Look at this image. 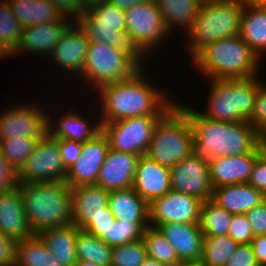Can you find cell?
<instances>
[{"label": "cell", "mask_w": 266, "mask_h": 266, "mask_svg": "<svg viewBox=\"0 0 266 266\" xmlns=\"http://www.w3.org/2000/svg\"><path fill=\"white\" fill-rule=\"evenodd\" d=\"M143 68L130 78L103 85L96 91L97 98L100 95L101 108L97 110L102 109L101 125L132 117L164 115L176 103L167 97L166 91L151 84Z\"/></svg>", "instance_id": "1"}, {"label": "cell", "mask_w": 266, "mask_h": 266, "mask_svg": "<svg viewBox=\"0 0 266 266\" xmlns=\"http://www.w3.org/2000/svg\"><path fill=\"white\" fill-rule=\"evenodd\" d=\"M176 104L191 122L194 153L205 160L245 155L262 143V136L248 121H217L180 101Z\"/></svg>", "instance_id": "2"}, {"label": "cell", "mask_w": 266, "mask_h": 266, "mask_svg": "<svg viewBox=\"0 0 266 266\" xmlns=\"http://www.w3.org/2000/svg\"><path fill=\"white\" fill-rule=\"evenodd\" d=\"M191 59L207 81L259 76L262 63L239 35L207 44Z\"/></svg>", "instance_id": "3"}, {"label": "cell", "mask_w": 266, "mask_h": 266, "mask_svg": "<svg viewBox=\"0 0 266 266\" xmlns=\"http://www.w3.org/2000/svg\"><path fill=\"white\" fill-rule=\"evenodd\" d=\"M33 234L72 224V189L65 181L18 183Z\"/></svg>", "instance_id": "4"}, {"label": "cell", "mask_w": 266, "mask_h": 266, "mask_svg": "<svg viewBox=\"0 0 266 266\" xmlns=\"http://www.w3.org/2000/svg\"><path fill=\"white\" fill-rule=\"evenodd\" d=\"M259 76L237 79H209L204 116L223 122L249 121L255 105Z\"/></svg>", "instance_id": "5"}, {"label": "cell", "mask_w": 266, "mask_h": 266, "mask_svg": "<svg viewBox=\"0 0 266 266\" xmlns=\"http://www.w3.org/2000/svg\"><path fill=\"white\" fill-rule=\"evenodd\" d=\"M193 152L191 122L175 103L155 125L145 155L162 166L172 168Z\"/></svg>", "instance_id": "6"}, {"label": "cell", "mask_w": 266, "mask_h": 266, "mask_svg": "<svg viewBox=\"0 0 266 266\" xmlns=\"http://www.w3.org/2000/svg\"><path fill=\"white\" fill-rule=\"evenodd\" d=\"M142 61V62H141ZM144 60L133 49H119L99 42H89L84 67L79 80H85L92 90L130 78ZM84 77V79H83Z\"/></svg>", "instance_id": "7"}, {"label": "cell", "mask_w": 266, "mask_h": 266, "mask_svg": "<svg viewBox=\"0 0 266 266\" xmlns=\"http://www.w3.org/2000/svg\"><path fill=\"white\" fill-rule=\"evenodd\" d=\"M242 8L236 0L202 3L191 28L185 33L188 38L185 51L190 58L207 44L239 35Z\"/></svg>", "instance_id": "8"}, {"label": "cell", "mask_w": 266, "mask_h": 266, "mask_svg": "<svg viewBox=\"0 0 266 266\" xmlns=\"http://www.w3.org/2000/svg\"><path fill=\"white\" fill-rule=\"evenodd\" d=\"M126 35L133 50L143 59L153 53L171 35L155 0L136 4L125 10ZM167 37V38H166ZM150 51V52H149Z\"/></svg>", "instance_id": "9"}, {"label": "cell", "mask_w": 266, "mask_h": 266, "mask_svg": "<svg viewBox=\"0 0 266 266\" xmlns=\"http://www.w3.org/2000/svg\"><path fill=\"white\" fill-rule=\"evenodd\" d=\"M89 42L109 44L119 49H133L126 35L125 10L107 1L86 10L77 21Z\"/></svg>", "instance_id": "10"}, {"label": "cell", "mask_w": 266, "mask_h": 266, "mask_svg": "<svg viewBox=\"0 0 266 266\" xmlns=\"http://www.w3.org/2000/svg\"><path fill=\"white\" fill-rule=\"evenodd\" d=\"M163 115L126 118L101 125L108 139L109 149L124 153L145 155L158 120Z\"/></svg>", "instance_id": "11"}, {"label": "cell", "mask_w": 266, "mask_h": 266, "mask_svg": "<svg viewBox=\"0 0 266 266\" xmlns=\"http://www.w3.org/2000/svg\"><path fill=\"white\" fill-rule=\"evenodd\" d=\"M66 175L57 139L47 132L17 172V180L18 183L56 182L65 181Z\"/></svg>", "instance_id": "12"}, {"label": "cell", "mask_w": 266, "mask_h": 266, "mask_svg": "<svg viewBox=\"0 0 266 266\" xmlns=\"http://www.w3.org/2000/svg\"><path fill=\"white\" fill-rule=\"evenodd\" d=\"M202 203L194 196L170 190L149 203L150 226L158 228L166 223H199Z\"/></svg>", "instance_id": "13"}, {"label": "cell", "mask_w": 266, "mask_h": 266, "mask_svg": "<svg viewBox=\"0 0 266 266\" xmlns=\"http://www.w3.org/2000/svg\"><path fill=\"white\" fill-rule=\"evenodd\" d=\"M171 190L194 196L203 202L211 199L213 187L208 160L194 152L170 168Z\"/></svg>", "instance_id": "14"}, {"label": "cell", "mask_w": 266, "mask_h": 266, "mask_svg": "<svg viewBox=\"0 0 266 266\" xmlns=\"http://www.w3.org/2000/svg\"><path fill=\"white\" fill-rule=\"evenodd\" d=\"M40 103L9 106L0 113V140L18 136H44L47 133L48 113Z\"/></svg>", "instance_id": "15"}, {"label": "cell", "mask_w": 266, "mask_h": 266, "mask_svg": "<svg viewBox=\"0 0 266 266\" xmlns=\"http://www.w3.org/2000/svg\"><path fill=\"white\" fill-rule=\"evenodd\" d=\"M108 151V139L102 131L84 142L79 159L67 170L66 184L71 189L82 185H96Z\"/></svg>", "instance_id": "16"}, {"label": "cell", "mask_w": 266, "mask_h": 266, "mask_svg": "<svg viewBox=\"0 0 266 266\" xmlns=\"http://www.w3.org/2000/svg\"><path fill=\"white\" fill-rule=\"evenodd\" d=\"M88 44L84 31L74 22L62 35L49 56L52 64H56V68H61L66 74H73V79L77 75L78 77L75 78L77 81L82 74Z\"/></svg>", "instance_id": "17"}, {"label": "cell", "mask_w": 266, "mask_h": 266, "mask_svg": "<svg viewBox=\"0 0 266 266\" xmlns=\"http://www.w3.org/2000/svg\"><path fill=\"white\" fill-rule=\"evenodd\" d=\"M62 17L57 22L40 24L38 26L24 27L15 51L9 57H15L21 53H33L49 58L54 47L65 31L74 23L73 19Z\"/></svg>", "instance_id": "18"}, {"label": "cell", "mask_w": 266, "mask_h": 266, "mask_svg": "<svg viewBox=\"0 0 266 266\" xmlns=\"http://www.w3.org/2000/svg\"><path fill=\"white\" fill-rule=\"evenodd\" d=\"M264 151L261 143L254 151L245 155L216 157L208 161L213 189L233 184L247 183L258 156Z\"/></svg>", "instance_id": "19"}, {"label": "cell", "mask_w": 266, "mask_h": 266, "mask_svg": "<svg viewBox=\"0 0 266 266\" xmlns=\"http://www.w3.org/2000/svg\"><path fill=\"white\" fill-rule=\"evenodd\" d=\"M158 229L174 247L183 265L200 263L204 234L198 223H166L160 225Z\"/></svg>", "instance_id": "20"}, {"label": "cell", "mask_w": 266, "mask_h": 266, "mask_svg": "<svg viewBox=\"0 0 266 266\" xmlns=\"http://www.w3.org/2000/svg\"><path fill=\"white\" fill-rule=\"evenodd\" d=\"M139 158L136 154L109 149L96 185L107 191L131 188Z\"/></svg>", "instance_id": "21"}, {"label": "cell", "mask_w": 266, "mask_h": 266, "mask_svg": "<svg viewBox=\"0 0 266 266\" xmlns=\"http://www.w3.org/2000/svg\"><path fill=\"white\" fill-rule=\"evenodd\" d=\"M109 191L97 185L72 188V224L84 229L92 219L108 215Z\"/></svg>", "instance_id": "22"}, {"label": "cell", "mask_w": 266, "mask_h": 266, "mask_svg": "<svg viewBox=\"0 0 266 266\" xmlns=\"http://www.w3.org/2000/svg\"><path fill=\"white\" fill-rule=\"evenodd\" d=\"M132 188L148 204L171 190L170 168L158 164L146 155L140 156Z\"/></svg>", "instance_id": "23"}, {"label": "cell", "mask_w": 266, "mask_h": 266, "mask_svg": "<svg viewBox=\"0 0 266 266\" xmlns=\"http://www.w3.org/2000/svg\"><path fill=\"white\" fill-rule=\"evenodd\" d=\"M0 231L17 242L33 235L18 186L8 192L0 193Z\"/></svg>", "instance_id": "24"}, {"label": "cell", "mask_w": 266, "mask_h": 266, "mask_svg": "<svg viewBox=\"0 0 266 266\" xmlns=\"http://www.w3.org/2000/svg\"><path fill=\"white\" fill-rule=\"evenodd\" d=\"M68 109L70 111H65L64 114H61V117H56L58 118L57 121L51 118L50 112L48 113L47 132L53 138L84 143L101 131L99 120L92 122V126L86 117L83 118V114L76 111V108L75 111L72 108Z\"/></svg>", "instance_id": "25"}, {"label": "cell", "mask_w": 266, "mask_h": 266, "mask_svg": "<svg viewBox=\"0 0 266 266\" xmlns=\"http://www.w3.org/2000/svg\"><path fill=\"white\" fill-rule=\"evenodd\" d=\"M211 200L231 214H246L260 205L266 196L248 183L214 188Z\"/></svg>", "instance_id": "26"}, {"label": "cell", "mask_w": 266, "mask_h": 266, "mask_svg": "<svg viewBox=\"0 0 266 266\" xmlns=\"http://www.w3.org/2000/svg\"><path fill=\"white\" fill-rule=\"evenodd\" d=\"M78 227L70 224L60 227L48 228L37 235L45 243L51 254L65 266H74L77 262L76 237Z\"/></svg>", "instance_id": "27"}, {"label": "cell", "mask_w": 266, "mask_h": 266, "mask_svg": "<svg viewBox=\"0 0 266 266\" xmlns=\"http://www.w3.org/2000/svg\"><path fill=\"white\" fill-rule=\"evenodd\" d=\"M108 206L116 219L149 222V204L132 187L109 191Z\"/></svg>", "instance_id": "28"}, {"label": "cell", "mask_w": 266, "mask_h": 266, "mask_svg": "<svg viewBox=\"0 0 266 266\" xmlns=\"http://www.w3.org/2000/svg\"><path fill=\"white\" fill-rule=\"evenodd\" d=\"M22 27L59 21L63 16L49 0H7Z\"/></svg>", "instance_id": "29"}, {"label": "cell", "mask_w": 266, "mask_h": 266, "mask_svg": "<svg viewBox=\"0 0 266 266\" xmlns=\"http://www.w3.org/2000/svg\"><path fill=\"white\" fill-rule=\"evenodd\" d=\"M239 36L263 60L266 53V8H242Z\"/></svg>", "instance_id": "30"}, {"label": "cell", "mask_w": 266, "mask_h": 266, "mask_svg": "<svg viewBox=\"0 0 266 266\" xmlns=\"http://www.w3.org/2000/svg\"><path fill=\"white\" fill-rule=\"evenodd\" d=\"M155 3L171 36L178 29L176 26L188 31L202 5L200 0H155Z\"/></svg>", "instance_id": "31"}, {"label": "cell", "mask_w": 266, "mask_h": 266, "mask_svg": "<svg viewBox=\"0 0 266 266\" xmlns=\"http://www.w3.org/2000/svg\"><path fill=\"white\" fill-rule=\"evenodd\" d=\"M15 266H65L47 249L37 235L17 242Z\"/></svg>", "instance_id": "32"}, {"label": "cell", "mask_w": 266, "mask_h": 266, "mask_svg": "<svg viewBox=\"0 0 266 266\" xmlns=\"http://www.w3.org/2000/svg\"><path fill=\"white\" fill-rule=\"evenodd\" d=\"M77 260L93 262L99 266H110L112 247L96 235L78 228L76 237Z\"/></svg>", "instance_id": "33"}, {"label": "cell", "mask_w": 266, "mask_h": 266, "mask_svg": "<svg viewBox=\"0 0 266 266\" xmlns=\"http://www.w3.org/2000/svg\"><path fill=\"white\" fill-rule=\"evenodd\" d=\"M22 29L8 1L0 0V59H7L15 51Z\"/></svg>", "instance_id": "34"}, {"label": "cell", "mask_w": 266, "mask_h": 266, "mask_svg": "<svg viewBox=\"0 0 266 266\" xmlns=\"http://www.w3.org/2000/svg\"><path fill=\"white\" fill-rule=\"evenodd\" d=\"M237 246L238 243L235 242L229 235H204L202 257L199 265L226 266Z\"/></svg>", "instance_id": "35"}, {"label": "cell", "mask_w": 266, "mask_h": 266, "mask_svg": "<svg viewBox=\"0 0 266 266\" xmlns=\"http://www.w3.org/2000/svg\"><path fill=\"white\" fill-rule=\"evenodd\" d=\"M233 214L211 199L202 203L199 227L204 235L226 236Z\"/></svg>", "instance_id": "36"}, {"label": "cell", "mask_w": 266, "mask_h": 266, "mask_svg": "<svg viewBox=\"0 0 266 266\" xmlns=\"http://www.w3.org/2000/svg\"><path fill=\"white\" fill-rule=\"evenodd\" d=\"M143 241L146 245L147 257L168 266H183L175 253L174 247L158 228L148 226L144 231Z\"/></svg>", "instance_id": "37"}, {"label": "cell", "mask_w": 266, "mask_h": 266, "mask_svg": "<svg viewBox=\"0 0 266 266\" xmlns=\"http://www.w3.org/2000/svg\"><path fill=\"white\" fill-rule=\"evenodd\" d=\"M41 137L43 136H18L0 140V151L8 163L18 172L32 154Z\"/></svg>", "instance_id": "38"}, {"label": "cell", "mask_w": 266, "mask_h": 266, "mask_svg": "<svg viewBox=\"0 0 266 266\" xmlns=\"http://www.w3.org/2000/svg\"><path fill=\"white\" fill-rule=\"evenodd\" d=\"M149 222H126L115 219L102 240L109 246L115 247L143 239L145 229Z\"/></svg>", "instance_id": "39"}, {"label": "cell", "mask_w": 266, "mask_h": 266, "mask_svg": "<svg viewBox=\"0 0 266 266\" xmlns=\"http://www.w3.org/2000/svg\"><path fill=\"white\" fill-rule=\"evenodd\" d=\"M147 258L143 239L112 247L110 266H141Z\"/></svg>", "instance_id": "40"}, {"label": "cell", "mask_w": 266, "mask_h": 266, "mask_svg": "<svg viewBox=\"0 0 266 266\" xmlns=\"http://www.w3.org/2000/svg\"><path fill=\"white\" fill-rule=\"evenodd\" d=\"M263 136L266 134V84L262 82L255 98L254 110L251 119L248 121Z\"/></svg>", "instance_id": "41"}, {"label": "cell", "mask_w": 266, "mask_h": 266, "mask_svg": "<svg viewBox=\"0 0 266 266\" xmlns=\"http://www.w3.org/2000/svg\"><path fill=\"white\" fill-rule=\"evenodd\" d=\"M227 235L238 244L251 242L254 238L253 230L246 214L233 215Z\"/></svg>", "instance_id": "42"}, {"label": "cell", "mask_w": 266, "mask_h": 266, "mask_svg": "<svg viewBox=\"0 0 266 266\" xmlns=\"http://www.w3.org/2000/svg\"><path fill=\"white\" fill-rule=\"evenodd\" d=\"M57 143L64 167L68 170L79 159L82 153L83 143L66 139H57Z\"/></svg>", "instance_id": "43"}, {"label": "cell", "mask_w": 266, "mask_h": 266, "mask_svg": "<svg viewBox=\"0 0 266 266\" xmlns=\"http://www.w3.org/2000/svg\"><path fill=\"white\" fill-rule=\"evenodd\" d=\"M266 196V152L263 151L257 158L250 178L247 182Z\"/></svg>", "instance_id": "44"}, {"label": "cell", "mask_w": 266, "mask_h": 266, "mask_svg": "<svg viewBox=\"0 0 266 266\" xmlns=\"http://www.w3.org/2000/svg\"><path fill=\"white\" fill-rule=\"evenodd\" d=\"M226 266H259L250 243L238 244Z\"/></svg>", "instance_id": "45"}, {"label": "cell", "mask_w": 266, "mask_h": 266, "mask_svg": "<svg viewBox=\"0 0 266 266\" xmlns=\"http://www.w3.org/2000/svg\"><path fill=\"white\" fill-rule=\"evenodd\" d=\"M17 186V172L0 151V193L8 192Z\"/></svg>", "instance_id": "46"}, {"label": "cell", "mask_w": 266, "mask_h": 266, "mask_svg": "<svg viewBox=\"0 0 266 266\" xmlns=\"http://www.w3.org/2000/svg\"><path fill=\"white\" fill-rule=\"evenodd\" d=\"M246 216L251 224L254 237L266 234V200L249 210Z\"/></svg>", "instance_id": "47"}, {"label": "cell", "mask_w": 266, "mask_h": 266, "mask_svg": "<svg viewBox=\"0 0 266 266\" xmlns=\"http://www.w3.org/2000/svg\"><path fill=\"white\" fill-rule=\"evenodd\" d=\"M17 241L0 231V266L16 265Z\"/></svg>", "instance_id": "48"}, {"label": "cell", "mask_w": 266, "mask_h": 266, "mask_svg": "<svg viewBox=\"0 0 266 266\" xmlns=\"http://www.w3.org/2000/svg\"><path fill=\"white\" fill-rule=\"evenodd\" d=\"M53 3L57 10L64 17L72 18L73 22L77 21L81 16H83L86 11L82 5L80 0H49ZM76 19V20H74Z\"/></svg>", "instance_id": "49"}, {"label": "cell", "mask_w": 266, "mask_h": 266, "mask_svg": "<svg viewBox=\"0 0 266 266\" xmlns=\"http://www.w3.org/2000/svg\"><path fill=\"white\" fill-rule=\"evenodd\" d=\"M115 217L108 206V215H100L92 221L83 229L89 233H92L102 239L110 227L111 223H114Z\"/></svg>", "instance_id": "50"}, {"label": "cell", "mask_w": 266, "mask_h": 266, "mask_svg": "<svg viewBox=\"0 0 266 266\" xmlns=\"http://www.w3.org/2000/svg\"><path fill=\"white\" fill-rule=\"evenodd\" d=\"M257 264L266 266V234L255 236L250 242Z\"/></svg>", "instance_id": "51"}, {"label": "cell", "mask_w": 266, "mask_h": 266, "mask_svg": "<svg viewBox=\"0 0 266 266\" xmlns=\"http://www.w3.org/2000/svg\"><path fill=\"white\" fill-rule=\"evenodd\" d=\"M106 1L122 10H126L136 4H140L148 0H106Z\"/></svg>", "instance_id": "52"}, {"label": "cell", "mask_w": 266, "mask_h": 266, "mask_svg": "<svg viewBox=\"0 0 266 266\" xmlns=\"http://www.w3.org/2000/svg\"><path fill=\"white\" fill-rule=\"evenodd\" d=\"M242 7L266 8V0H236Z\"/></svg>", "instance_id": "53"}, {"label": "cell", "mask_w": 266, "mask_h": 266, "mask_svg": "<svg viewBox=\"0 0 266 266\" xmlns=\"http://www.w3.org/2000/svg\"><path fill=\"white\" fill-rule=\"evenodd\" d=\"M81 5L85 10H89L92 7L99 5L100 3L106 1V0H80Z\"/></svg>", "instance_id": "54"}, {"label": "cell", "mask_w": 266, "mask_h": 266, "mask_svg": "<svg viewBox=\"0 0 266 266\" xmlns=\"http://www.w3.org/2000/svg\"><path fill=\"white\" fill-rule=\"evenodd\" d=\"M141 266H168L167 264L156 261L155 259L147 257Z\"/></svg>", "instance_id": "55"}, {"label": "cell", "mask_w": 266, "mask_h": 266, "mask_svg": "<svg viewBox=\"0 0 266 266\" xmlns=\"http://www.w3.org/2000/svg\"><path fill=\"white\" fill-rule=\"evenodd\" d=\"M74 266H99V265H97L93 262L77 260V262L74 264Z\"/></svg>", "instance_id": "56"}, {"label": "cell", "mask_w": 266, "mask_h": 266, "mask_svg": "<svg viewBox=\"0 0 266 266\" xmlns=\"http://www.w3.org/2000/svg\"><path fill=\"white\" fill-rule=\"evenodd\" d=\"M262 143L264 145V151L266 152V134L262 136Z\"/></svg>", "instance_id": "57"}, {"label": "cell", "mask_w": 266, "mask_h": 266, "mask_svg": "<svg viewBox=\"0 0 266 266\" xmlns=\"http://www.w3.org/2000/svg\"><path fill=\"white\" fill-rule=\"evenodd\" d=\"M202 3L206 2H220V1H227V0H200Z\"/></svg>", "instance_id": "58"}, {"label": "cell", "mask_w": 266, "mask_h": 266, "mask_svg": "<svg viewBox=\"0 0 266 266\" xmlns=\"http://www.w3.org/2000/svg\"><path fill=\"white\" fill-rule=\"evenodd\" d=\"M183 266H200L199 264L183 265Z\"/></svg>", "instance_id": "59"}]
</instances>
